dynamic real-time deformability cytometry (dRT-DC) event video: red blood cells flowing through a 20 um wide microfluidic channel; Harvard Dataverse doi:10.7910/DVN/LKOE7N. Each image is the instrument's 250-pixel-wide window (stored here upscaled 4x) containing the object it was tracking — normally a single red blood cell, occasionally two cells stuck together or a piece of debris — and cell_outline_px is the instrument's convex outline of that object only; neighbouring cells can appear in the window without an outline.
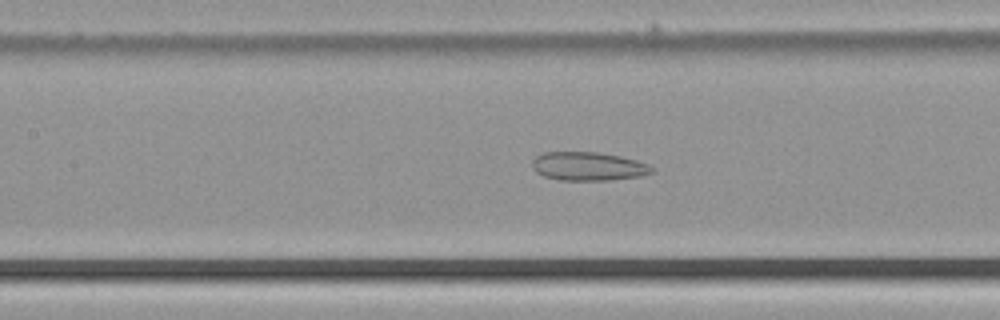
{"species": "common noctule bat (a hibernating species)", "species_latin": "Nyctalus noctula", "temperature_condition": "cold", "stored_images_in_passage": 39, "camera_frame_rate_fps": 3000, "um_per_image_px": 0.085, "animal": {"sex": "male", "body_mass_g": 21.5, "forearm_length_mm": 52.0}, "frame": {"image": 1, "passage_image": 17, "time_ms": 5.333, "image_size_px": [1000, 320], "cell_outline_px": [[656, 168], [652, 172], [640, 176], [608, 180], [560, 180], [544, 176], [536, 172], [532, 168], [532, 160], [536, 156], [544, 152], [596, 152], [620, 156], [636, 160], [648, 164]], "centroid_in_image_um": [49.99, 14.13], "position_along_channel_um": 157.4, "area_um2": 19.94}}
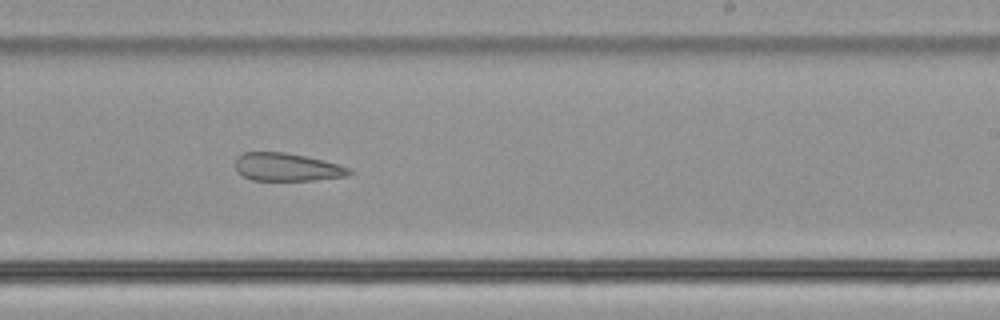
{"frame": {"image": 2, "passage_image": 25, "time_ms": 8.0, "image_size_px": [1000, 320], "cell_outline_px": [[352, 172], [344, 176], [312, 180], [252, 180], [236, 172], [236, 160], [244, 152], [284, 152], [324, 160], [352, 168]], "centroid_in_image_um": [24.39, 14.2], "position_along_channel_um": 264.6, "area_um2": 18.38}}
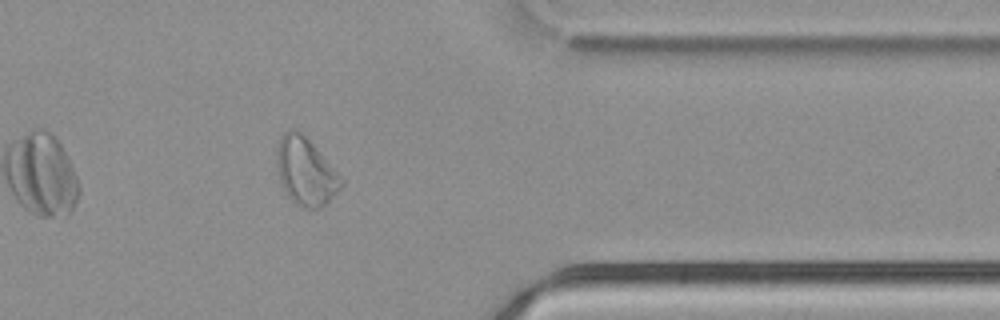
{"frame": {"image": 3, "passage_image": 35, "time_ms": 11.333, "image_size_px": [1000, 320], "cell_outline_px": [[344, 184], [320, 208], [304, 208], [296, 204], [288, 196], [280, 180], [276, 160], [276, 148], [280, 136], [288, 128], [296, 128], [316, 148], [344, 180]], "centroid_in_image_um": [25.95, 14.54], "position_along_channel_um": 385.5, "area_um2": 25.03}}